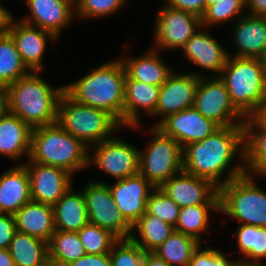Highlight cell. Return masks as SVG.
I'll return each instance as SVG.
<instances>
[{
  "instance_id": "cell-1",
  "label": "cell",
  "mask_w": 266,
  "mask_h": 266,
  "mask_svg": "<svg viewBox=\"0 0 266 266\" xmlns=\"http://www.w3.org/2000/svg\"><path fill=\"white\" fill-rule=\"evenodd\" d=\"M244 156V125L220 127L205 139L183 147V170L220 188L246 174ZM235 157L241 161L232 166Z\"/></svg>"
},
{
  "instance_id": "cell-2",
  "label": "cell",
  "mask_w": 266,
  "mask_h": 266,
  "mask_svg": "<svg viewBox=\"0 0 266 266\" xmlns=\"http://www.w3.org/2000/svg\"><path fill=\"white\" fill-rule=\"evenodd\" d=\"M89 73L64 86L75 102L108 112L123 127L126 72L121 59L90 67Z\"/></svg>"
},
{
  "instance_id": "cell-3",
  "label": "cell",
  "mask_w": 266,
  "mask_h": 266,
  "mask_svg": "<svg viewBox=\"0 0 266 266\" xmlns=\"http://www.w3.org/2000/svg\"><path fill=\"white\" fill-rule=\"evenodd\" d=\"M41 73L31 71L7 86L9 112L32 129L56 123L59 98L64 92V86L52 87Z\"/></svg>"
},
{
  "instance_id": "cell-4",
  "label": "cell",
  "mask_w": 266,
  "mask_h": 266,
  "mask_svg": "<svg viewBox=\"0 0 266 266\" xmlns=\"http://www.w3.org/2000/svg\"><path fill=\"white\" fill-rule=\"evenodd\" d=\"M29 159L63 168L74 176L89 168V147L56 122L32 129Z\"/></svg>"
},
{
  "instance_id": "cell-5",
  "label": "cell",
  "mask_w": 266,
  "mask_h": 266,
  "mask_svg": "<svg viewBox=\"0 0 266 266\" xmlns=\"http://www.w3.org/2000/svg\"><path fill=\"white\" fill-rule=\"evenodd\" d=\"M219 77L245 118L266 100V72L258 58L228 56Z\"/></svg>"
},
{
  "instance_id": "cell-6",
  "label": "cell",
  "mask_w": 266,
  "mask_h": 266,
  "mask_svg": "<svg viewBox=\"0 0 266 266\" xmlns=\"http://www.w3.org/2000/svg\"><path fill=\"white\" fill-rule=\"evenodd\" d=\"M56 122L89 148L125 129L108 112L75 102L65 92L59 98Z\"/></svg>"
},
{
  "instance_id": "cell-7",
  "label": "cell",
  "mask_w": 266,
  "mask_h": 266,
  "mask_svg": "<svg viewBox=\"0 0 266 266\" xmlns=\"http://www.w3.org/2000/svg\"><path fill=\"white\" fill-rule=\"evenodd\" d=\"M249 174L235 178L219 188V214L239 224L266 227V192Z\"/></svg>"
},
{
  "instance_id": "cell-8",
  "label": "cell",
  "mask_w": 266,
  "mask_h": 266,
  "mask_svg": "<svg viewBox=\"0 0 266 266\" xmlns=\"http://www.w3.org/2000/svg\"><path fill=\"white\" fill-rule=\"evenodd\" d=\"M151 142L139 150V173L155 188L183 170V147L172 137L151 126Z\"/></svg>"
},
{
  "instance_id": "cell-9",
  "label": "cell",
  "mask_w": 266,
  "mask_h": 266,
  "mask_svg": "<svg viewBox=\"0 0 266 266\" xmlns=\"http://www.w3.org/2000/svg\"><path fill=\"white\" fill-rule=\"evenodd\" d=\"M160 9V10H159ZM155 15L152 48L158 51H177L202 26L201 18L169 5L163 4Z\"/></svg>"
},
{
  "instance_id": "cell-10",
  "label": "cell",
  "mask_w": 266,
  "mask_h": 266,
  "mask_svg": "<svg viewBox=\"0 0 266 266\" xmlns=\"http://www.w3.org/2000/svg\"><path fill=\"white\" fill-rule=\"evenodd\" d=\"M193 107L220 127L244 125L246 118L234 107L219 76L199 77Z\"/></svg>"
},
{
  "instance_id": "cell-11",
  "label": "cell",
  "mask_w": 266,
  "mask_h": 266,
  "mask_svg": "<svg viewBox=\"0 0 266 266\" xmlns=\"http://www.w3.org/2000/svg\"><path fill=\"white\" fill-rule=\"evenodd\" d=\"M114 136L89 148V167L94 165L115 180L138 174L140 149Z\"/></svg>"
},
{
  "instance_id": "cell-12",
  "label": "cell",
  "mask_w": 266,
  "mask_h": 266,
  "mask_svg": "<svg viewBox=\"0 0 266 266\" xmlns=\"http://www.w3.org/2000/svg\"><path fill=\"white\" fill-rule=\"evenodd\" d=\"M83 187L89 223L109 230L118 239L130 238L132 226L117 209L108 184L91 180Z\"/></svg>"
},
{
  "instance_id": "cell-13",
  "label": "cell",
  "mask_w": 266,
  "mask_h": 266,
  "mask_svg": "<svg viewBox=\"0 0 266 266\" xmlns=\"http://www.w3.org/2000/svg\"><path fill=\"white\" fill-rule=\"evenodd\" d=\"M205 76L201 72H179L173 73L160 86L158 102L155 114L160 117L153 127H156L167 116L178 113L193 107L195 93L198 86L199 77Z\"/></svg>"
},
{
  "instance_id": "cell-14",
  "label": "cell",
  "mask_w": 266,
  "mask_h": 266,
  "mask_svg": "<svg viewBox=\"0 0 266 266\" xmlns=\"http://www.w3.org/2000/svg\"><path fill=\"white\" fill-rule=\"evenodd\" d=\"M17 164L26 166L32 201L53 206L73 185V175L63 168L32 162L30 159Z\"/></svg>"
},
{
  "instance_id": "cell-15",
  "label": "cell",
  "mask_w": 266,
  "mask_h": 266,
  "mask_svg": "<svg viewBox=\"0 0 266 266\" xmlns=\"http://www.w3.org/2000/svg\"><path fill=\"white\" fill-rule=\"evenodd\" d=\"M159 188L180 208L197 204H219L217 186L184 170L175 174Z\"/></svg>"
},
{
  "instance_id": "cell-16",
  "label": "cell",
  "mask_w": 266,
  "mask_h": 266,
  "mask_svg": "<svg viewBox=\"0 0 266 266\" xmlns=\"http://www.w3.org/2000/svg\"><path fill=\"white\" fill-rule=\"evenodd\" d=\"M8 33L13 38L24 64L30 71L42 72L47 43L59 41L52 33L27 24L15 17L11 20Z\"/></svg>"
},
{
  "instance_id": "cell-17",
  "label": "cell",
  "mask_w": 266,
  "mask_h": 266,
  "mask_svg": "<svg viewBox=\"0 0 266 266\" xmlns=\"http://www.w3.org/2000/svg\"><path fill=\"white\" fill-rule=\"evenodd\" d=\"M108 186L117 209L133 226L146 212V202L155 187L140 173L115 180Z\"/></svg>"
},
{
  "instance_id": "cell-18",
  "label": "cell",
  "mask_w": 266,
  "mask_h": 266,
  "mask_svg": "<svg viewBox=\"0 0 266 266\" xmlns=\"http://www.w3.org/2000/svg\"><path fill=\"white\" fill-rule=\"evenodd\" d=\"M156 128L185 147L187 144L205 139L218 130L220 126L191 107L167 116Z\"/></svg>"
},
{
  "instance_id": "cell-19",
  "label": "cell",
  "mask_w": 266,
  "mask_h": 266,
  "mask_svg": "<svg viewBox=\"0 0 266 266\" xmlns=\"http://www.w3.org/2000/svg\"><path fill=\"white\" fill-rule=\"evenodd\" d=\"M209 29L201 26L180 51L185 61L198 66V69L202 68V71H212L213 76H219L229 51L209 33Z\"/></svg>"
},
{
  "instance_id": "cell-20",
  "label": "cell",
  "mask_w": 266,
  "mask_h": 266,
  "mask_svg": "<svg viewBox=\"0 0 266 266\" xmlns=\"http://www.w3.org/2000/svg\"><path fill=\"white\" fill-rule=\"evenodd\" d=\"M28 14L21 21L52 33L57 39L73 22L75 4L68 0H24Z\"/></svg>"
},
{
  "instance_id": "cell-21",
  "label": "cell",
  "mask_w": 266,
  "mask_h": 266,
  "mask_svg": "<svg viewBox=\"0 0 266 266\" xmlns=\"http://www.w3.org/2000/svg\"><path fill=\"white\" fill-rule=\"evenodd\" d=\"M160 86L136 80H125L123 127L139 130L143 113L152 117L155 114Z\"/></svg>"
},
{
  "instance_id": "cell-22",
  "label": "cell",
  "mask_w": 266,
  "mask_h": 266,
  "mask_svg": "<svg viewBox=\"0 0 266 266\" xmlns=\"http://www.w3.org/2000/svg\"><path fill=\"white\" fill-rule=\"evenodd\" d=\"M233 29L234 54L229 56L259 58L266 47V17L251 16L244 13L237 19Z\"/></svg>"
},
{
  "instance_id": "cell-23",
  "label": "cell",
  "mask_w": 266,
  "mask_h": 266,
  "mask_svg": "<svg viewBox=\"0 0 266 266\" xmlns=\"http://www.w3.org/2000/svg\"><path fill=\"white\" fill-rule=\"evenodd\" d=\"M160 53L151 47L137 57L123 55L120 59L126 72L125 80H136L161 86L173 73L174 69L163 60Z\"/></svg>"
},
{
  "instance_id": "cell-24",
  "label": "cell",
  "mask_w": 266,
  "mask_h": 266,
  "mask_svg": "<svg viewBox=\"0 0 266 266\" xmlns=\"http://www.w3.org/2000/svg\"><path fill=\"white\" fill-rule=\"evenodd\" d=\"M32 128L21 118L8 112L0 117V155L14 162L27 160L31 151Z\"/></svg>"
},
{
  "instance_id": "cell-25",
  "label": "cell",
  "mask_w": 266,
  "mask_h": 266,
  "mask_svg": "<svg viewBox=\"0 0 266 266\" xmlns=\"http://www.w3.org/2000/svg\"><path fill=\"white\" fill-rule=\"evenodd\" d=\"M31 201L30 180L24 164L10 167L0 175V213L14 215Z\"/></svg>"
},
{
  "instance_id": "cell-26",
  "label": "cell",
  "mask_w": 266,
  "mask_h": 266,
  "mask_svg": "<svg viewBox=\"0 0 266 266\" xmlns=\"http://www.w3.org/2000/svg\"><path fill=\"white\" fill-rule=\"evenodd\" d=\"M13 216L16 231L31 235L47 243L56 231L52 205L31 200Z\"/></svg>"
},
{
  "instance_id": "cell-27",
  "label": "cell",
  "mask_w": 266,
  "mask_h": 266,
  "mask_svg": "<svg viewBox=\"0 0 266 266\" xmlns=\"http://www.w3.org/2000/svg\"><path fill=\"white\" fill-rule=\"evenodd\" d=\"M72 185L54 204L55 229L67 232H78L89 223L83 190L77 192Z\"/></svg>"
},
{
  "instance_id": "cell-28",
  "label": "cell",
  "mask_w": 266,
  "mask_h": 266,
  "mask_svg": "<svg viewBox=\"0 0 266 266\" xmlns=\"http://www.w3.org/2000/svg\"><path fill=\"white\" fill-rule=\"evenodd\" d=\"M15 266H50L48 243L16 231L8 248Z\"/></svg>"
},
{
  "instance_id": "cell-29",
  "label": "cell",
  "mask_w": 266,
  "mask_h": 266,
  "mask_svg": "<svg viewBox=\"0 0 266 266\" xmlns=\"http://www.w3.org/2000/svg\"><path fill=\"white\" fill-rule=\"evenodd\" d=\"M237 251L241 254L238 259L243 264H264L266 260V227L238 224L233 234Z\"/></svg>"
},
{
  "instance_id": "cell-30",
  "label": "cell",
  "mask_w": 266,
  "mask_h": 266,
  "mask_svg": "<svg viewBox=\"0 0 266 266\" xmlns=\"http://www.w3.org/2000/svg\"><path fill=\"white\" fill-rule=\"evenodd\" d=\"M174 231L175 227L171 224L145 212L132 226V234L130 238L144 252H153ZM136 232L138 233L137 235Z\"/></svg>"
},
{
  "instance_id": "cell-31",
  "label": "cell",
  "mask_w": 266,
  "mask_h": 266,
  "mask_svg": "<svg viewBox=\"0 0 266 266\" xmlns=\"http://www.w3.org/2000/svg\"><path fill=\"white\" fill-rule=\"evenodd\" d=\"M211 212V213H210ZM219 213V204H197L180 208L175 231L192 236L203 243L204 232L210 227L211 214ZM203 234V235H202Z\"/></svg>"
},
{
  "instance_id": "cell-32",
  "label": "cell",
  "mask_w": 266,
  "mask_h": 266,
  "mask_svg": "<svg viewBox=\"0 0 266 266\" xmlns=\"http://www.w3.org/2000/svg\"><path fill=\"white\" fill-rule=\"evenodd\" d=\"M50 266H65L86 255L77 232L56 230L48 242Z\"/></svg>"
},
{
  "instance_id": "cell-33",
  "label": "cell",
  "mask_w": 266,
  "mask_h": 266,
  "mask_svg": "<svg viewBox=\"0 0 266 266\" xmlns=\"http://www.w3.org/2000/svg\"><path fill=\"white\" fill-rule=\"evenodd\" d=\"M200 244L196 238L174 231L153 252L170 266H189L192 255Z\"/></svg>"
},
{
  "instance_id": "cell-34",
  "label": "cell",
  "mask_w": 266,
  "mask_h": 266,
  "mask_svg": "<svg viewBox=\"0 0 266 266\" xmlns=\"http://www.w3.org/2000/svg\"><path fill=\"white\" fill-rule=\"evenodd\" d=\"M30 72L11 35L0 34V85L8 86Z\"/></svg>"
},
{
  "instance_id": "cell-35",
  "label": "cell",
  "mask_w": 266,
  "mask_h": 266,
  "mask_svg": "<svg viewBox=\"0 0 266 266\" xmlns=\"http://www.w3.org/2000/svg\"><path fill=\"white\" fill-rule=\"evenodd\" d=\"M246 174L266 178V132H244Z\"/></svg>"
},
{
  "instance_id": "cell-36",
  "label": "cell",
  "mask_w": 266,
  "mask_h": 266,
  "mask_svg": "<svg viewBox=\"0 0 266 266\" xmlns=\"http://www.w3.org/2000/svg\"><path fill=\"white\" fill-rule=\"evenodd\" d=\"M245 0H220L219 2L206 7L205 13L201 17L202 27H214L220 23H231L239 19L246 13ZM231 20V21H230Z\"/></svg>"
},
{
  "instance_id": "cell-37",
  "label": "cell",
  "mask_w": 266,
  "mask_h": 266,
  "mask_svg": "<svg viewBox=\"0 0 266 266\" xmlns=\"http://www.w3.org/2000/svg\"><path fill=\"white\" fill-rule=\"evenodd\" d=\"M77 233L86 254H109L118 240L109 230L92 223L86 224Z\"/></svg>"
},
{
  "instance_id": "cell-38",
  "label": "cell",
  "mask_w": 266,
  "mask_h": 266,
  "mask_svg": "<svg viewBox=\"0 0 266 266\" xmlns=\"http://www.w3.org/2000/svg\"><path fill=\"white\" fill-rule=\"evenodd\" d=\"M180 207L160 188H154L146 202V213L175 226Z\"/></svg>"
},
{
  "instance_id": "cell-39",
  "label": "cell",
  "mask_w": 266,
  "mask_h": 266,
  "mask_svg": "<svg viewBox=\"0 0 266 266\" xmlns=\"http://www.w3.org/2000/svg\"><path fill=\"white\" fill-rule=\"evenodd\" d=\"M144 251L131 239H118L111 248L112 266H146Z\"/></svg>"
},
{
  "instance_id": "cell-40",
  "label": "cell",
  "mask_w": 266,
  "mask_h": 266,
  "mask_svg": "<svg viewBox=\"0 0 266 266\" xmlns=\"http://www.w3.org/2000/svg\"><path fill=\"white\" fill-rule=\"evenodd\" d=\"M128 0H78L75 15L81 19H94L114 15ZM125 4V6H124Z\"/></svg>"
},
{
  "instance_id": "cell-41",
  "label": "cell",
  "mask_w": 266,
  "mask_h": 266,
  "mask_svg": "<svg viewBox=\"0 0 266 266\" xmlns=\"http://www.w3.org/2000/svg\"><path fill=\"white\" fill-rule=\"evenodd\" d=\"M202 243L194 251L189 266H235L238 258L231 259L222 252V249L211 247L202 248Z\"/></svg>"
},
{
  "instance_id": "cell-42",
  "label": "cell",
  "mask_w": 266,
  "mask_h": 266,
  "mask_svg": "<svg viewBox=\"0 0 266 266\" xmlns=\"http://www.w3.org/2000/svg\"><path fill=\"white\" fill-rule=\"evenodd\" d=\"M244 132H266V100L246 118Z\"/></svg>"
},
{
  "instance_id": "cell-43",
  "label": "cell",
  "mask_w": 266,
  "mask_h": 266,
  "mask_svg": "<svg viewBox=\"0 0 266 266\" xmlns=\"http://www.w3.org/2000/svg\"><path fill=\"white\" fill-rule=\"evenodd\" d=\"M16 232L15 220L12 214L0 213V249H8Z\"/></svg>"
},
{
  "instance_id": "cell-44",
  "label": "cell",
  "mask_w": 266,
  "mask_h": 266,
  "mask_svg": "<svg viewBox=\"0 0 266 266\" xmlns=\"http://www.w3.org/2000/svg\"><path fill=\"white\" fill-rule=\"evenodd\" d=\"M166 5L202 17L206 10L205 0H165Z\"/></svg>"
},
{
  "instance_id": "cell-45",
  "label": "cell",
  "mask_w": 266,
  "mask_h": 266,
  "mask_svg": "<svg viewBox=\"0 0 266 266\" xmlns=\"http://www.w3.org/2000/svg\"><path fill=\"white\" fill-rule=\"evenodd\" d=\"M65 266H112L110 254H86Z\"/></svg>"
},
{
  "instance_id": "cell-46",
  "label": "cell",
  "mask_w": 266,
  "mask_h": 266,
  "mask_svg": "<svg viewBox=\"0 0 266 266\" xmlns=\"http://www.w3.org/2000/svg\"><path fill=\"white\" fill-rule=\"evenodd\" d=\"M247 14L266 17V0H245Z\"/></svg>"
},
{
  "instance_id": "cell-47",
  "label": "cell",
  "mask_w": 266,
  "mask_h": 266,
  "mask_svg": "<svg viewBox=\"0 0 266 266\" xmlns=\"http://www.w3.org/2000/svg\"><path fill=\"white\" fill-rule=\"evenodd\" d=\"M3 2L0 0V34L8 33V29L14 15L8 8L4 7Z\"/></svg>"
},
{
  "instance_id": "cell-48",
  "label": "cell",
  "mask_w": 266,
  "mask_h": 266,
  "mask_svg": "<svg viewBox=\"0 0 266 266\" xmlns=\"http://www.w3.org/2000/svg\"><path fill=\"white\" fill-rule=\"evenodd\" d=\"M144 263L146 266H170L163 258L154 252L144 253Z\"/></svg>"
},
{
  "instance_id": "cell-49",
  "label": "cell",
  "mask_w": 266,
  "mask_h": 266,
  "mask_svg": "<svg viewBox=\"0 0 266 266\" xmlns=\"http://www.w3.org/2000/svg\"><path fill=\"white\" fill-rule=\"evenodd\" d=\"M9 112L8 89L7 86L0 85V117Z\"/></svg>"
},
{
  "instance_id": "cell-50",
  "label": "cell",
  "mask_w": 266,
  "mask_h": 266,
  "mask_svg": "<svg viewBox=\"0 0 266 266\" xmlns=\"http://www.w3.org/2000/svg\"><path fill=\"white\" fill-rule=\"evenodd\" d=\"M0 266H15L8 249H0Z\"/></svg>"
},
{
  "instance_id": "cell-51",
  "label": "cell",
  "mask_w": 266,
  "mask_h": 266,
  "mask_svg": "<svg viewBox=\"0 0 266 266\" xmlns=\"http://www.w3.org/2000/svg\"><path fill=\"white\" fill-rule=\"evenodd\" d=\"M258 59H259L260 63L263 65L264 70L266 72V47Z\"/></svg>"
},
{
  "instance_id": "cell-52",
  "label": "cell",
  "mask_w": 266,
  "mask_h": 266,
  "mask_svg": "<svg viewBox=\"0 0 266 266\" xmlns=\"http://www.w3.org/2000/svg\"><path fill=\"white\" fill-rule=\"evenodd\" d=\"M206 1V7L212 4H215L219 2L220 0H205Z\"/></svg>"
},
{
  "instance_id": "cell-53",
  "label": "cell",
  "mask_w": 266,
  "mask_h": 266,
  "mask_svg": "<svg viewBox=\"0 0 266 266\" xmlns=\"http://www.w3.org/2000/svg\"><path fill=\"white\" fill-rule=\"evenodd\" d=\"M235 266H249V264H243V263L238 262Z\"/></svg>"
},
{
  "instance_id": "cell-54",
  "label": "cell",
  "mask_w": 266,
  "mask_h": 266,
  "mask_svg": "<svg viewBox=\"0 0 266 266\" xmlns=\"http://www.w3.org/2000/svg\"><path fill=\"white\" fill-rule=\"evenodd\" d=\"M249 266H264V264H249Z\"/></svg>"
},
{
  "instance_id": "cell-55",
  "label": "cell",
  "mask_w": 266,
  "mask_h": 266,
  "mask_svg": "<svg viewBox=\"0 0 266 266\" xmlns=\"http://www.w3.org/2000/svg\"><path fill=\"white\" fill-rule=\"evenodd\" d=\"M70 2H72L73 4H76L78 2V0H68Z\"/></svg>"
}]
</instances>
